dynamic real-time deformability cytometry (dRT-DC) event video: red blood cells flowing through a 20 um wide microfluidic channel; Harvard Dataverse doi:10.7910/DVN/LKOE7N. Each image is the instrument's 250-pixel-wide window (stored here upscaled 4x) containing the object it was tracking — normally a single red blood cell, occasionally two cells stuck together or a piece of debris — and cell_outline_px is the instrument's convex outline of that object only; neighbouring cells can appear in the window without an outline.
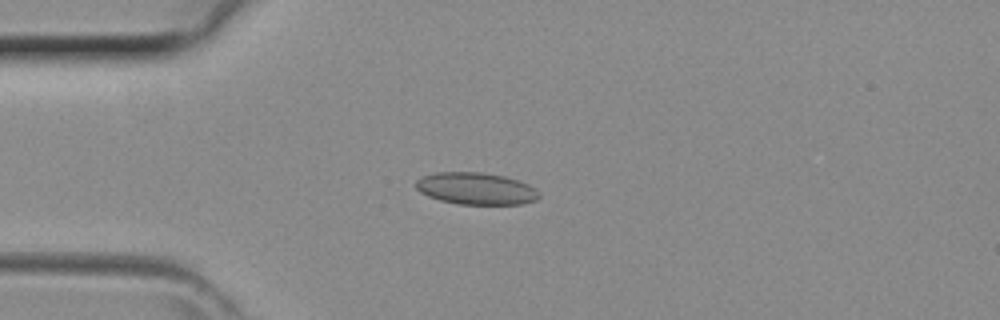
{"species": "common noctule bat (a hibernating species)", "species_latin": "Nyctalus noctula", "temperature_condition": "room temperature", "stored_images_in_passage": 39, "camera_frame_rate_fps": 3000, "um_per_image_px": 0.085, "animal": {"sex": "female", "body_mass_g": 29.2, "forearm_length_mm": 56.3}, "frame": {"image": 1, "passage_image": 11, "time_ms": 3.333, "image_size_px": [1000, 320], "cell_outline_px": [[540, 196], [536, 200], [520, 204], [460, 204], [440, 200], [428, 196], [420, 192], [416, 188], [416, 180], [424, 176], [436, 172], [480, 172], [504, 176], [528, 184], [536, 188], [540, 192]], "centroid_in_image_um": [40.47, 16.03], "position_along_channel_um": 44.5, "area_um2": 22.89}}
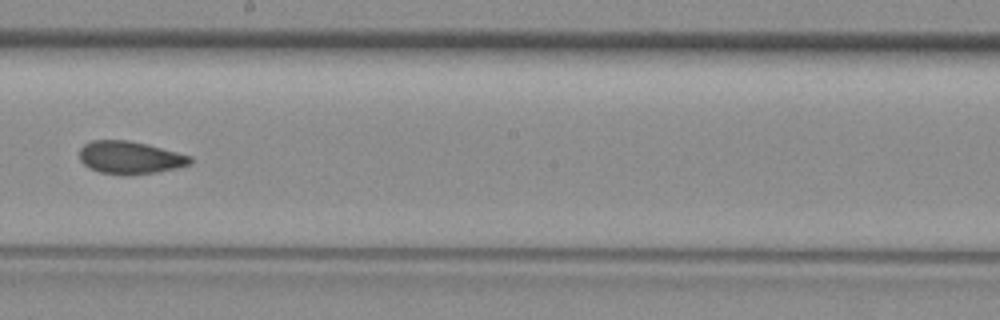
{"frame": {"image": 2, "passage_image": 24, "time_ms": 7.667, "image_size_px": [1000, 320], "cell_outline_px": [[192, 164], [176, 168], [156, 172], [128, 176], [124, 176], [100, 172], [88, 168], [80, 160], [80, 148], [84, 144], [92, 140], [128, 140], [148, 144], [192, 156]], "centroid_in_image_um": [11.05, 13.4], "position_along_channel_um": 237.1, "area_um2": 21.39}}
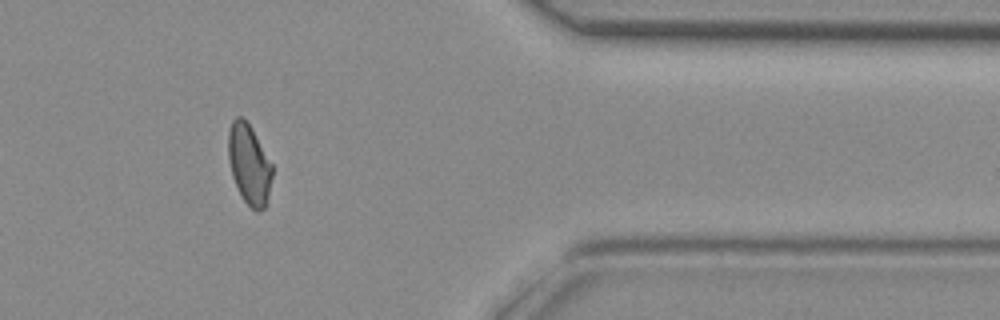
{"frame": {"image": 3, "passage_image": 35, "time_ms": 11.333, "image_size_px": [1000, 320], "cell_outline_px": [[272, 176], [268, 196], [264, 208], [256, 212], [244, 200], [232, 176], [228, 160], [228, 132], [232, 120], [236, 116], [240, 116], [252, 128], [272, 164]], "centroid_in_image_um": [21.16, 13.94], "position_along_channel_um": 390.2, "area_um2": 20.29}}